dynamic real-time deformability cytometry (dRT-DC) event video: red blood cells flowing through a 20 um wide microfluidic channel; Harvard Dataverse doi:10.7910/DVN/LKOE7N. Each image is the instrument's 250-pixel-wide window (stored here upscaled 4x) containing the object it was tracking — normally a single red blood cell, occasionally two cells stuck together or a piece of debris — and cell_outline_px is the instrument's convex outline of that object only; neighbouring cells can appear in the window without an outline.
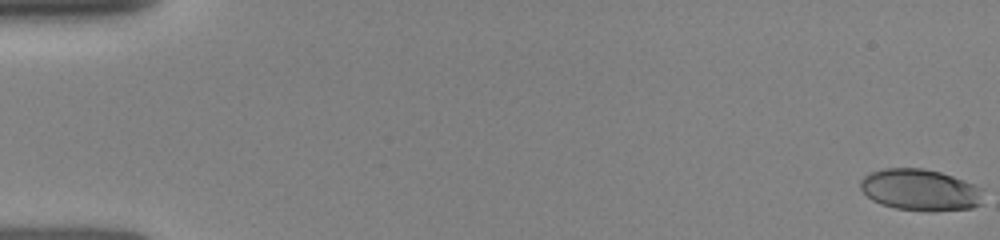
{"species": "human", "species_latin": "Homo sapiens", "temperature_condition": "room temperature", "stored_images_in_passage": 18, "camera_frame_rate_fps": 3000, "um_per_image_px": 0.085, "donor": {"sex": "female"}, "frame": {"image": 1, "passage_image": 1, "time_ms": 0.0, "image_size_px": [1000, 240], "cell_outline_px": [[984, 204], [972, 208], [932, 212], [896, 208], [880, 204], [872, 200], [860, 188], [860, 180], [864, 176], [872, 172], [884, 168], [924, 168], [940, 172], [964, 180], [984, 188]], "centroid_in_image_um": [78.29, 16.15], "position_along_channel_um": 6.7, "area_um2": 30.23}}
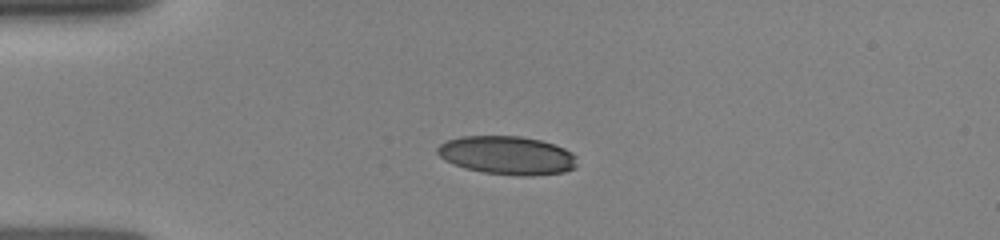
{"frame": {"image": 2, "passage_image": 11, "time_ms": 4.0, "image_size_px": [1000, 240], "cell_outline_px": [[576, 168], [564, 172], [532, 176], [520, 176], [484, 172], [464, 168], [444, 160], [436, 152], [436, 148], [440, 144], [448, 140], [460, 136], [520, 136], [540, 140], [564, 148], [572, 152], [576, 156]], "centroid_in_image_um": [43.11, 13.2], "position_along_channel_um": 41.9, "area_um2": 31.39}}
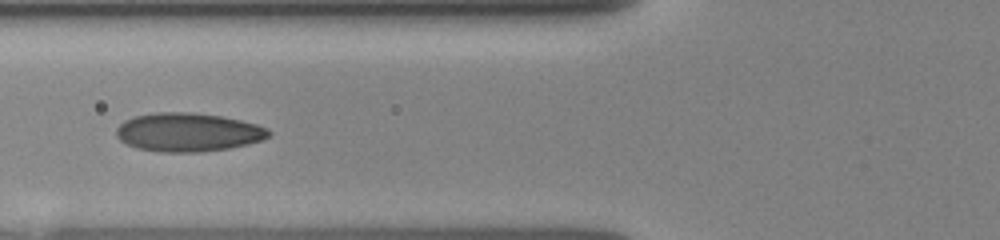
{"frame": {"image": 3, "passage_image": 16, "time_ms": 6.333, "image_size_px": [1000, 240], "cell_outline_px": [[272, 136], [248, 144], [228, 148], [200, 152], [160, 152], [136, 148], [120, 140], [116, 136], [116, 128], [124, 120], [132, 116], [156, 112], [192, 112], [220, 116], [240, 120], [256, 124], [268, 128], [272, 132]], "centroid_in_image_um": [15.97, 11.23], "position_along_channel_um": 109.8, "area_um2": 34.51}}